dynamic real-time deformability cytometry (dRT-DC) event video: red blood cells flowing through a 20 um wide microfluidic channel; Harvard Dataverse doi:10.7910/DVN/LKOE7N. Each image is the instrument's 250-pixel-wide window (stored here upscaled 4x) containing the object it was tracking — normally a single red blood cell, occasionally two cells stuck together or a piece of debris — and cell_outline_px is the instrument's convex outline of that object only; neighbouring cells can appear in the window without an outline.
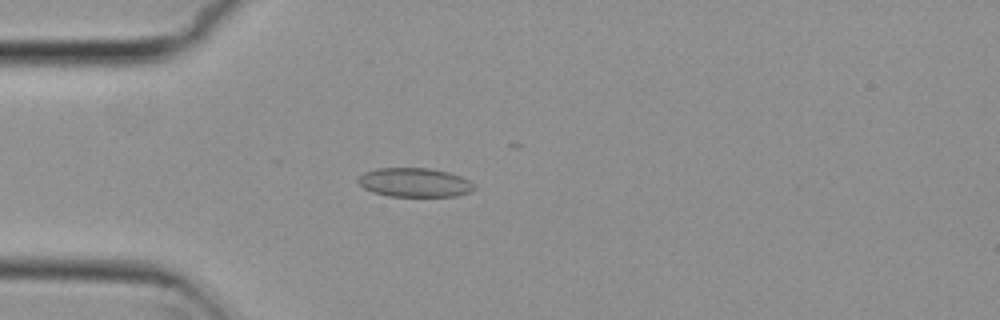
{"species": "common noctule bat (a hibernating species)", "species_latin": "Nyctalus noctula", "temperature_condition": "cold", "stored_images_in_passage": 11, "camera_frame_rate_fps": 3000, "um_per_image_px": 0.085, "animal": {"sex": "female", "body_mass_g": 29.2, "forearm_length_mm": 56.3}, "frame": {"image": 1, "passage_image": 4, "time_ms": 1.0, "image_size_px": [1000, 320], "cell_outline_px": [[476, 188], [472, 192], [456, 196], [388, 196], [372, 192], [364, 188], [356, 180], [364, 172], [376, 168], [428, 168], [448, 172], [460, 176], [468, 180]], "centroid_in_image_um": [35.23, 15.51], "position_along_channel_um": 49.8, "area_um2": 19.65}}
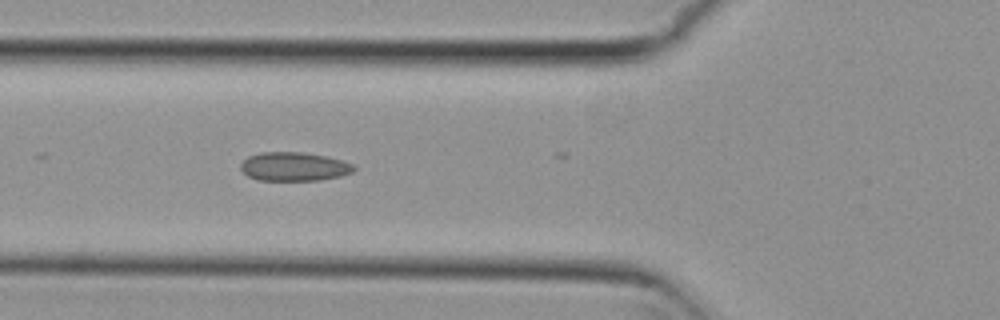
{"frame": {"image": 2, "passage_image": 9, "time_ms": 2.667, "image_size_px": [1000, 320], "cell_outline_px": [[356, 168], [352, 172], [340, 176], [320, 180], [260, 180], [248, 176], [240, 168], [240, 164], [248, 156], [260, 152], [300, 152], [324, 156], [344, 160], [352, 164]], "centroid_in_image_um": [24.99, 14.15], "position_along_channel_um": 100.8, "area_um2": 18.9}}